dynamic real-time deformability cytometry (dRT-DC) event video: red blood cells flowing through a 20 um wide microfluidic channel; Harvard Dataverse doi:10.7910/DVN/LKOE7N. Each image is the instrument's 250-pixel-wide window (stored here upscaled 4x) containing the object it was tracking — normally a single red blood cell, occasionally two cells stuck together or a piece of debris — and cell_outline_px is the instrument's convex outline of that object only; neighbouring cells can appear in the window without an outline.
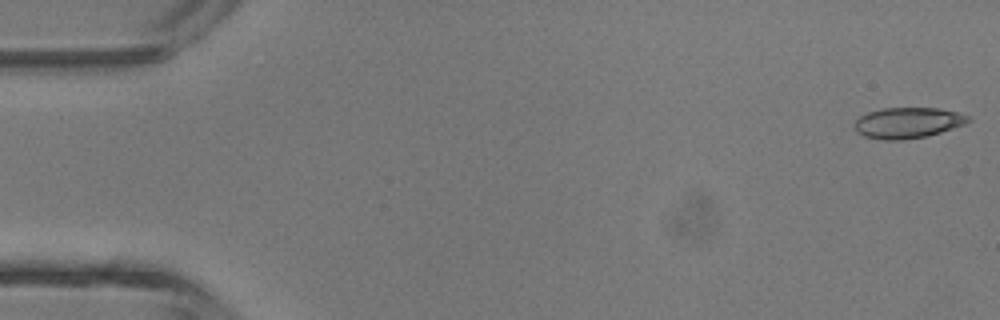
{"species": "common noctule bat (a hibernating species)", "species_latin": "Nyctalus noctula", "temperature_condition": "room temperature", "stored_images_in_passage": 4, "camera_frame_rate_fps": 3000, "um_per_image_px": 0.085, "animal": {"sex": "male", "body_mass_g": 13.3}, "frame": {"image": 1, "passage_image": 1, "time_ms": 0.0, "image_size_px": [1000, 320], "cell_outline_px": [[972, 120], [964, 124], [928, 136], [900, 140], [884, 140], [864, 136], [856, 132], [856, 120], [860, 116], [868, 112], [884, 108], [940, 108], [972, 116]], "centroid_in_image_um": [77.19, 10.43], "position_along_channel_um": 7.8, "area_um2": 20.35}}
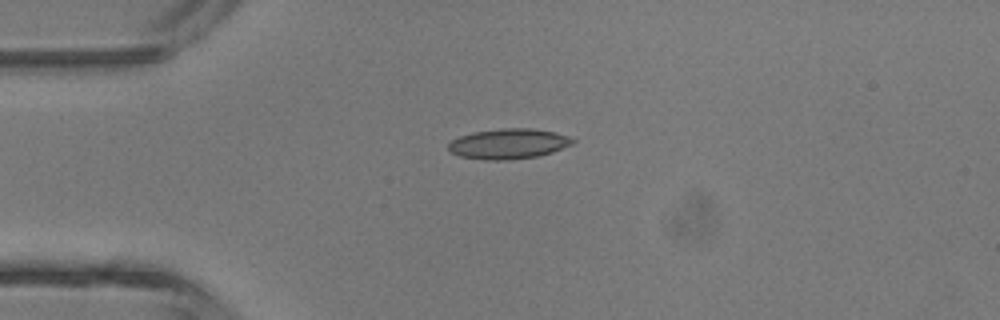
{"frame": {"image": 2, "passage_image": 4, "time_ms": 3.333, "image_size_px": [1000, 320], "cell_outline_px": [[576, 140], [572, 144], [552, 152], [536, 156], [508, 160], [484, 160], [460, 156], [452, 152], [448, 148], [448, 144], [452, 140], [460, 136], [472, 132], [500, 128], [532, 128], [552, 132], [568, 136]], "centroid_in_image_um": [43.2, 12.22], "position_along_channel_um": 41.8, "area_um2": 21.79}}